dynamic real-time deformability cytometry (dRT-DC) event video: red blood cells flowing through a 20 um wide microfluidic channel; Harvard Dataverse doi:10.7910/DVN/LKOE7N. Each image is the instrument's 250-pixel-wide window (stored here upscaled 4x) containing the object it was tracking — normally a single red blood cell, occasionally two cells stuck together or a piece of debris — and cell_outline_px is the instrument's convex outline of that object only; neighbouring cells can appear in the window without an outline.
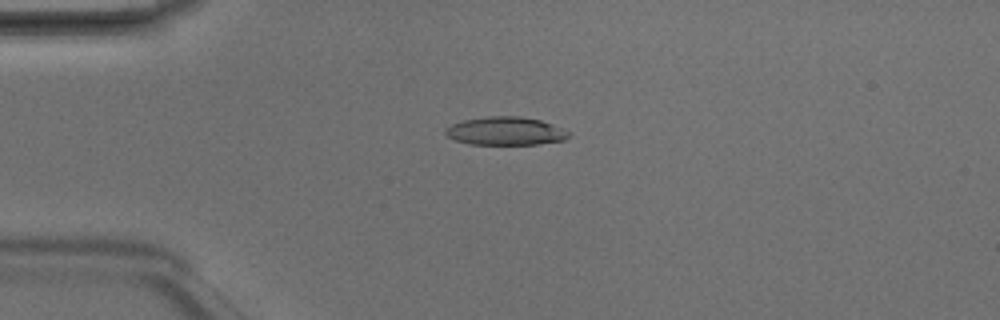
{"species": "Egyptian fruit bat (a non-hibernating species)", "species_latin": "Rousettus aegyptiacus", "temperature_condition": "room temperature", "stored_images_in_passage": 6, "camera_frame_rate_fps": 3000, "um_per_image_px": 0.085, "animal": {"sex": "male"}, "frame": {"image": 1, "passage_image": 4, "time_ms": 1.0, "image_size_px": [1000, 320], "cell_outline_px": [[572, 132], [564, 140], [536, 144], [468, 144], [456, 140], [448, 136], [444, 132], [444, 128], [452, 124], [464, 120], [488, 116], [520, 116], [540, 120], [564, 128]], "centroid_in_image_um": [42.98, 11.13], "position_along_channel_um": 42.0, "area_um2": 20.29}}
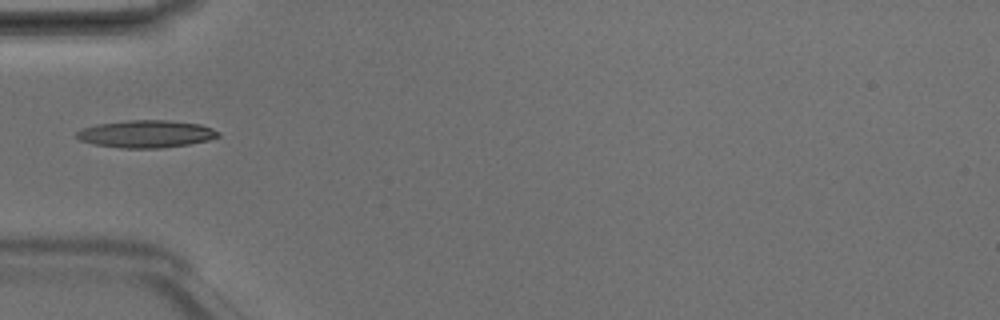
{"frame": {"image": 2, "passage_image": 5, "time_ms": 1.333, "image_size_px": [1000, 320], "cell_outline_px": [[220, 136], [208, 140], [188, 144], [164, 148], [120, 148], [92, 144], [80, 140], [76, 136], [76, 132], [84, 128], [96, 124], [128, 120], [168, 120], [200, 124], [212, 128], [220, 132]], "centroid_in_image_um": [12.43, 11.38], "position_along_channel_um": 72.6, "area_um2": 22.72}}